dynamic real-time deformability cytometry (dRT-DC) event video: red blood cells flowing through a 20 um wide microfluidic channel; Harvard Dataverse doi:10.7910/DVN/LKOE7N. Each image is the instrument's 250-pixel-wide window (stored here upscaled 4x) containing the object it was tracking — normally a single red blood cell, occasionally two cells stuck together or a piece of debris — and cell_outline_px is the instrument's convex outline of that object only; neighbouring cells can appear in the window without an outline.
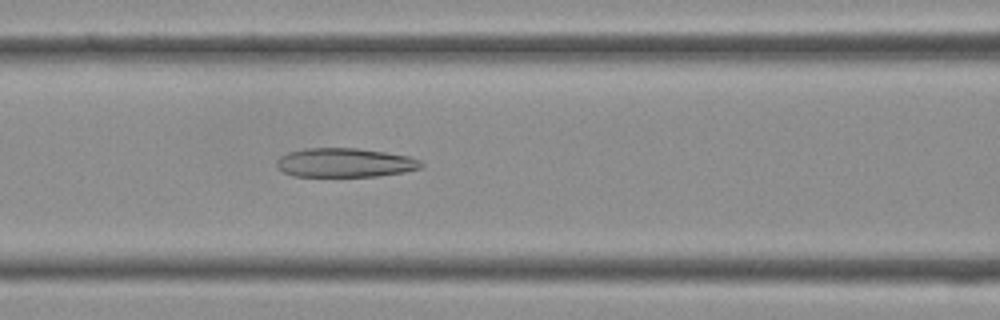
{"species": "Egyptian fruit bat (a non-hibernating species)", "species_latin": "Rousettus aegyptiacus", "temperature_condition": "cold", "stored_images_in_passage": 40, "camera_frame_rate_fps": 3000, "um_per_image_px": 0.085, "frame": {"image": 1, "passage_image": 17, "time_ms": 5.333, "image_size_px": [1000, 320], "cell_outline_px": [[424, 164], [420, 168], [404, 172], [376, 176], [292, 176], [276, 168], [276, 160], [280, 156], [288, 152], [308, 148], [356, 148], [384, 152], [408, 156], [420, 160]], "centroid_in_image_um": [29.28, 13.83], "position_along_channel_um": 137.3, "area_um2": 24.45}}
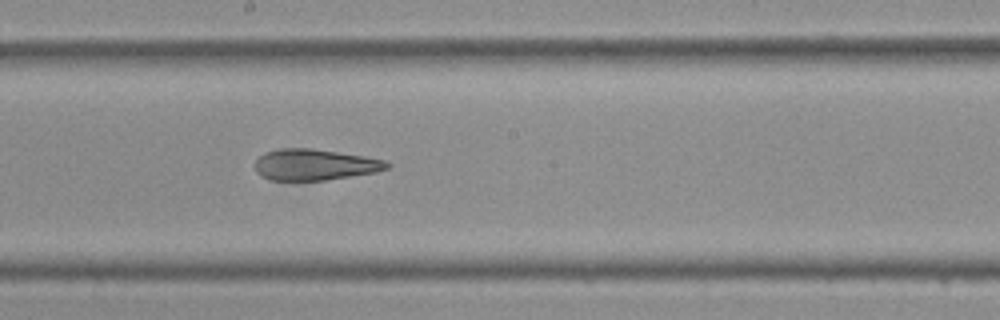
{"frame": {"image": 2, "passage_image": 22, "time_ms": 7.0, "image_size_px": [1000, 320], "cell_outline_px": [[392, 164], [388, 168], [376, 172], [328, 180], [272, 180], [260, 176], [256, 172], [252, 164], [260, 156], [268, 152], [284, 148], [312, 148], [364, 156], [384, 160]], "centroid_in_image_um": [26.74, 14.0], "position_along_channel_um": 221.5, "area_um2": 23.99}}
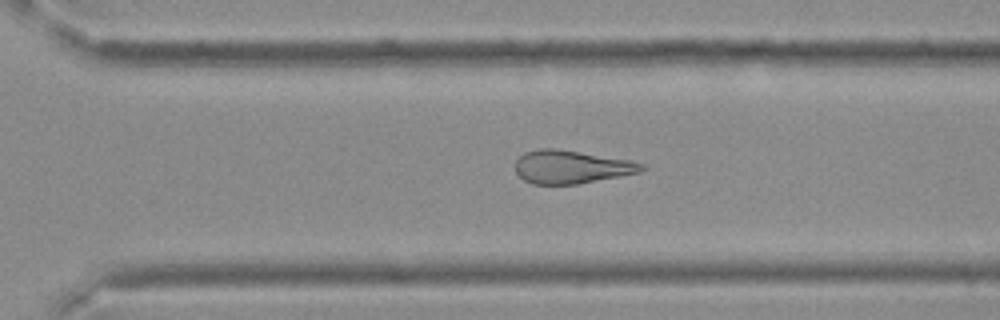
{"frame": {"image": 3, "passage_image": 28, "time_ms": 9.0, "image_size_px": [1000, 320], "cell_outline_px": [[644, 168], [640, 172], [576, 184], [532, 184], [524, 180], [516, 172], [516, 160], [524, 152], [540, 148], [556, 148], [628, 160], [644, 164]], "centroid_in_image_um": [48.51, 14.18], "position_along_channel_um": 322.1, "area_um2": 24.1}}